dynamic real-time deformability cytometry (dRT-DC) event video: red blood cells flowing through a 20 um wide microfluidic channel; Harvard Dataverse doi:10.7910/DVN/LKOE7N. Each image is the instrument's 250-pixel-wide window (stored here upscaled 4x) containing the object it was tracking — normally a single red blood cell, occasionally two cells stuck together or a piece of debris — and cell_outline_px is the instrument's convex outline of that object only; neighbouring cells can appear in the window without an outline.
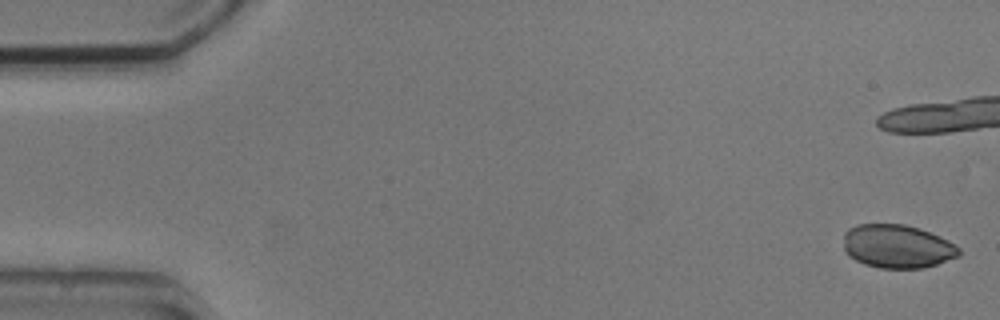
{"species": "common noctule bat (a hibernating species)", "species_latin": "Nyctalus noctula", "temperature_condition": "cold", "stored_images_in_passage": 6, "camera_frame_rate_fps": 3000, "um_per_image_px": 0.085, "animal": {"sex": "male", "body_mass_g": 20.5, "forearm_length_mm": 52.5}, "frame": {"image": 1, "passage_image": 1, "time_ms": 0.0, "image_size_px": [1000, 320], "cell_outline_px": [[960, 256], [924, 268], [880, 268], [864, 264], [848, 256], [844, 252], [844, 232], [848, 228], [856, 224], [904, 224], [920, 228], [940, 236], [956, 244], [960, 248]], "centroid_in_image_um": [76.26, 20.93], "position_along_channel_um": 8.7, "area_um2": 29.59}}
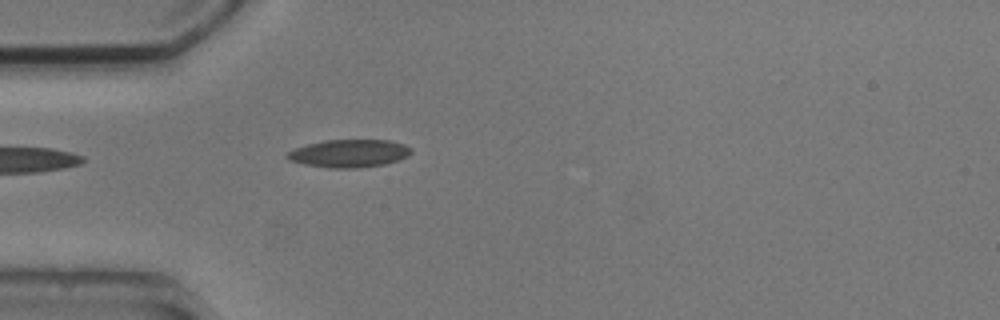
{"frame": {"image": 2, "passage_image": 6, "time_ms": 6.0, "image_size_px": [1000, 320], "cell_outline_px": [[412, 152], [408, 156], [400, 160], [384, 164], [356, 168], [328, 168], [304, 164], [288, 160], [284, 156], [288, 152], [296, 148], [308, 144], [324, 140], [388, 140], [404, 144], [412, 148]], "centroid_in_image_um": [29.68, 13.04], "position_along_channel_um": 55.3, "area_um2": 20.17}}